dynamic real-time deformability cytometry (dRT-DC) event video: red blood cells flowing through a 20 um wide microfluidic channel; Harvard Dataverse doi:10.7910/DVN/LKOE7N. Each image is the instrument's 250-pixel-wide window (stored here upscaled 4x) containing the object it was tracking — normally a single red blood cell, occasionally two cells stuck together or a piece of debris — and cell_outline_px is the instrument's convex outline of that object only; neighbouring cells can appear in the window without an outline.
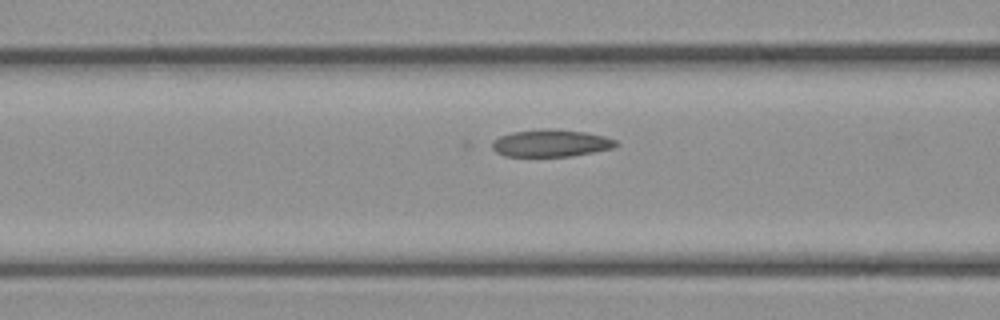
{"species": "common noctule bat (a hibernating species)", "species_latin": "Nyctalus noctula", "temperature_condition": "cold", "stored_images_in_passage": 25, "camera_frame_rate_fps": 3000, "um_per_image_px": 0.085, "animal": {"sex": "female", "body_mass_g": 21.9}, "frame": {"image": 1, "passage_image": 13, "time_ms": 4.0, "image_size_px": [1000, 320], "cell_outline_px": [[620, 144], [616, 148], [572, 156], [504, 156], [496, 152], [492, 148], [492, 140], [500, 136], [512, 132], [548, 128], [552, 128], [584, 132], [604, 136], [616, 140]], "centroid_in_image_um": [46.85, 12.17], "position_along_channel_um": 119.7, "area_um2": 19.83}}
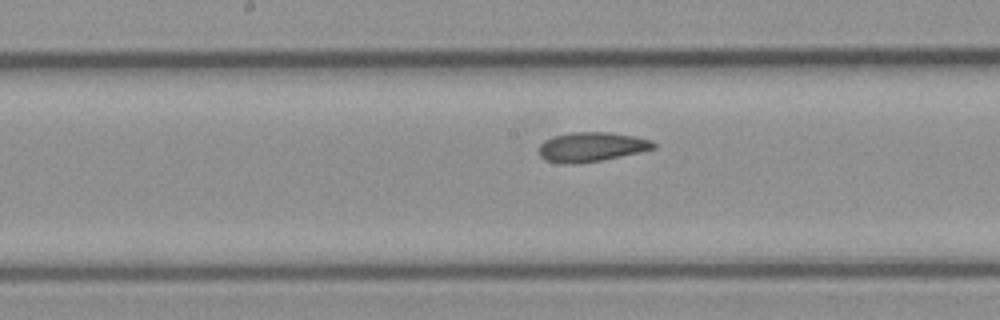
{"frame": {"image": 2, "passage_image": 19, "time_ms": 6.0, "image_size_px": [1000, 320], "cell_outline_px": [[656, 148], [640, 152], [600, 160], [576, 164], [560, 164], [544, 160], [540, 156], [540, 144], [544, 140], [552, 136], [568, 132], [612, 132], [652, 140], [656, 144]], "centroid_in_image_um": [50.24, 12.48], "position_along_channel_um": 198.0, "area_um2": 19.83}}
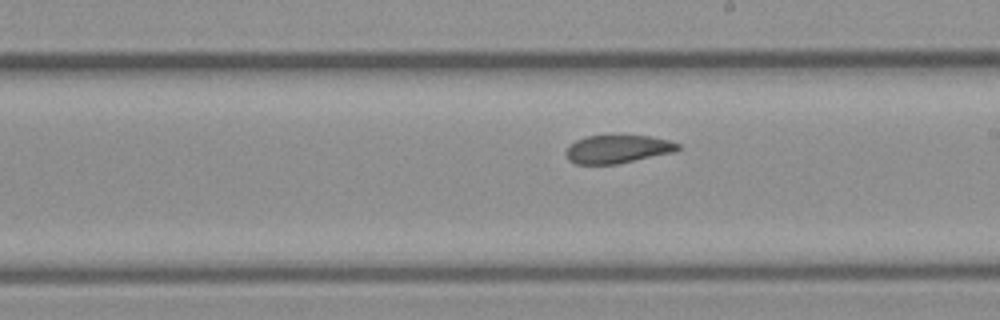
{"frame": {"image": 3, "passage_image": 22, "time_ms": 7.0, "image_size_px": [1000, 320], "cell_outline_px": [[680, 148], [672, 152], [616, 164], [576, 164], [568, 160], [564, 152], [576, 140], [584, 136], [648, 136], [668, 140], [680, 144]], "centroid_in_image_um": [52.45, 12.68], "position_along_channel_um": 236.5, "area_um2": 18.09}}